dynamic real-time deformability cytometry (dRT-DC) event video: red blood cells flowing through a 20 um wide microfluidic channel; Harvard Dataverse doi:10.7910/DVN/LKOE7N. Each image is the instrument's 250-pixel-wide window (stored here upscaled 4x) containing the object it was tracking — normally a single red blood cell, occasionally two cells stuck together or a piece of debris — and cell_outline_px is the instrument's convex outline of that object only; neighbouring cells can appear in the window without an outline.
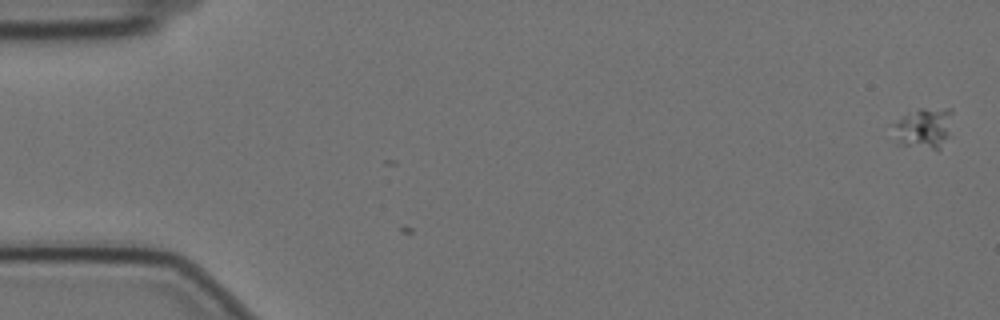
{"species": "Egyptian fruit bat (a non-hibernating species)", "species_latin": "Rousettus aegyptiacus", "temperature_condition": "cold", "stored_images_in_passage": 4, "camera_frame_rate_fps": 3000, "um_per_image_px": 0.085, "animal": {"sex": "female"}, "frame": {"image": 1, "passage_image": 4, "time_ms": 1.0, "image_size_px": [1000, 320], "cell_outline_px": [[952, 112], [948, 136], [940, 148], [932, 148], [896, 144], [896, 124], [904, 116], [920, 108], [952, 108]], "centroid_in_image_um": [78.58, 10.86], "position_along_channel_um": 6.4, "area_um2": 13.47}}